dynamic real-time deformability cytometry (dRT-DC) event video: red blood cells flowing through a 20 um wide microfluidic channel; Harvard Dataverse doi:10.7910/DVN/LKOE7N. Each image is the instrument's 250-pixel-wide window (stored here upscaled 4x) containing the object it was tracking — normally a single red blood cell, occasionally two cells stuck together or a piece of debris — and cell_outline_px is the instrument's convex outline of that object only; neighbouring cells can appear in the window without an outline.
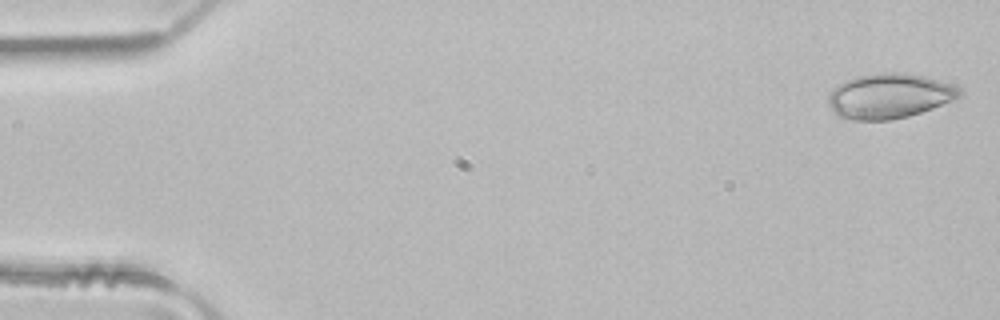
{"species": "common noctule bat (a hibernating species)", "species_latin": "Nyctalus noctula", "temperature_condition": "room temperature", "stored_images_in_passage": 5, "camera_frame_rate_fps": 3000, "um_per_image_px": 0.085, "animal": {"sex": "male", "body_mass_g": 21.5, "forearm_length_mm": 52.0}, "frame": {"image": 1, "passage_image": 1, "time_ms": 0.0, "image_size_px": [1000, 320], "cell_outline_px": [[964, 92], [960, 96], [952, 100], [932, 108], [908, 116], [892, 120], [852, 120], [836, 116], [828, 104], [828, 92], [836, 84], [860, 76], [884, 72], [904, 72], [952, 84], [960, 88]], "centroid_in_image_um": [75.54, 8.17], "position_along_channel_um": 9.5, "area_um2": 34.33}}
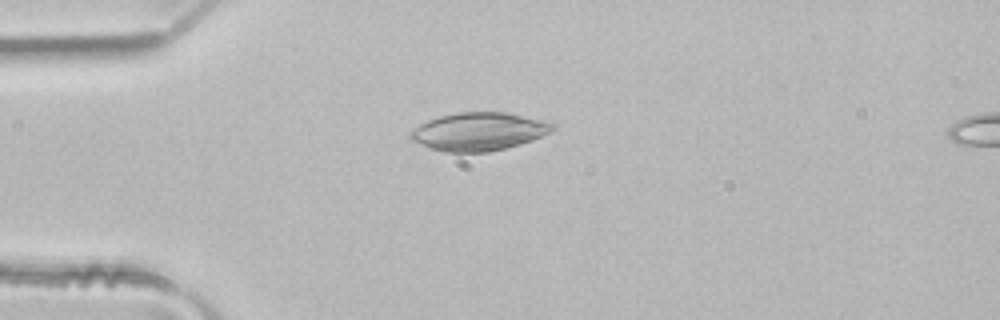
{"frame": {"image": 2, "passage_image": 4, "time_ms": 1.0, "image_size_px": [1000, 320], "cell_outline_px": [[556, 128], [552, 132], [532, 140], [520, 144], [488, 152], [444, 152], [428, 148], [412, 140], [408, 136], [408, 132], [412, 128], [428, 120], [440, 116], [460, 112], [504, 112], [540, 120], [556, 124]], "centroid_in_image_um": [40.66, 11.19], "position_along_channel_um": 44.3, "area_um2": 31.56}}